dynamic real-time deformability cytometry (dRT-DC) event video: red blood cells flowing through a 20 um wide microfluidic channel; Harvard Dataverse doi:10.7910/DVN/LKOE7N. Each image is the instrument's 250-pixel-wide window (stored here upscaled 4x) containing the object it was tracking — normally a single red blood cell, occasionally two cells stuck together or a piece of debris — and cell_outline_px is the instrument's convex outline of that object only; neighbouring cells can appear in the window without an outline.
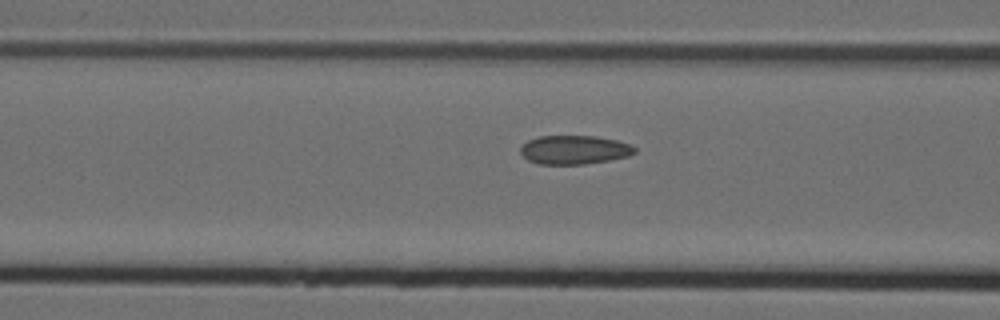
{"species": "Egyptian fruit bat (a non-hibernating species)", "species_latin": "Rousettus aegyptiacus", "temperature_condition": "cold", "stored_images_in_passage": 15, "camera_frame_rate_fps": 3000, "um_per_image_px": 0.085, "animal": {"sex": "female"}, "frame": {"image": 1, "passage_image": 13, "time_ms": 4.0, "image_size_px": [1000, 320], "cell_outline_px": [[636, 152], [628, 156], [608, 160], [584, 164], [540, 164], [528, 160], [520, 152], [520, 148], [528, 140], [540, 136], [596, 136], [616, 140], [628, 144], [636, 148]], "centroid_in_image_um": [48.81, 12.73], "position_along_channel_um": 117.8, "area_um2": 19.02}}